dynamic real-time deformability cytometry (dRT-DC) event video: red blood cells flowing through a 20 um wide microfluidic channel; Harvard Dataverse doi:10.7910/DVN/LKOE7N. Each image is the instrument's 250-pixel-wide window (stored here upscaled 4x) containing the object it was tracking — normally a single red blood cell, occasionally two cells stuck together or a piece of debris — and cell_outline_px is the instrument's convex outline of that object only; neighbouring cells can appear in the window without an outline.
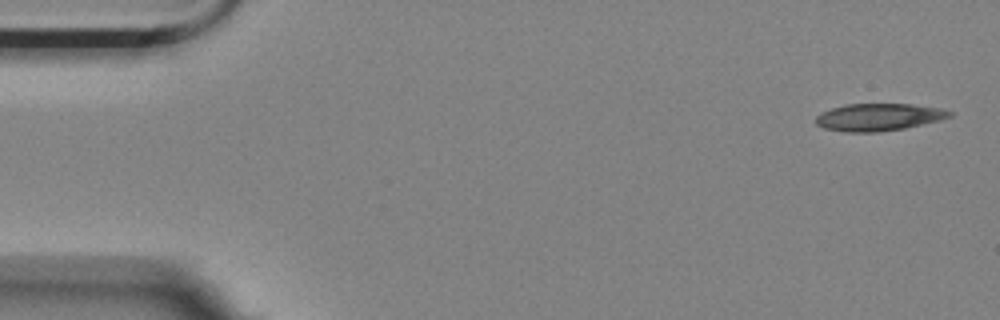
{"species": "Egyptian fruit bat (a non-hibernating species)", "species_latin": "Rousettus aegyptiacus", "temperature_condition": "room temperature", "stored_images_in_passage": 5, "camera_frame_rate_fps": 3000, "um_per_image_px": 0.085, "animal": {"sex": "female"}, "frame": {"image": 1, "passage_image": 1, "time_ms": 0.0, "image_size_px": [1000, 320], "cell_outline_px": [[952, 116], [940, 120], [904, 128], [880, 132], [848, 132], [824, 128], [816, 124], [816, 116], [832, 108], [848, 104], [908, 104], [940, 108], [952, 112]], "centroid_in_image_um": [74.69, 9.96], "position_along_channel_um": 10.3, "area_um2": 21.04}}
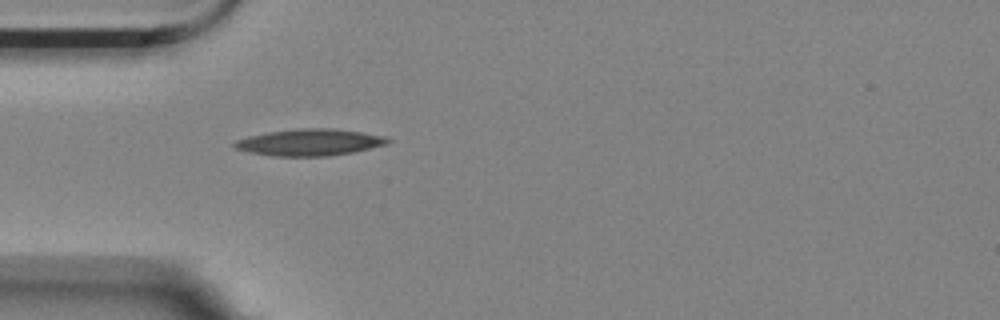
{"frame": {"image": 2, "passage_image": 5, "time_ms": 1.333, "image_size_px": [1000, 320], "cell_outline_px": [[392, 140], [388, 144], [352, 152], [328, 156], [272, 156], [248, 152], [236, 148], [232, 144], [236, 140], [248, 136], [268, 132], [296, 128], [332, 128], [360, 132], [384, 136]], "centroid_in_image_um": [26.31, 12.09], "position_along_channel_um": 58.7, "area_um2": 23.81}}